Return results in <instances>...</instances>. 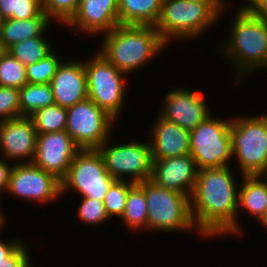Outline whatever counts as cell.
<instances>
[{"label": "cell", "instance_id": "1", "mask_svg": "<svg viewBox=\"0 0 267 267\" xmlns=\"http://www.w3.org/2000/svg\"><path fill=\"white\" fill-rule=\"evenodd\" d=\"M232 172L229 166L198 170L189 197L190 213L198 235L204 238L243 235L237 219L239 189Z\"/></svg>", "mask_w": 267, "mask_h": 267}, {"label": "cell", "instance_id": "2", "mask_svg": "<svg viewBox=\"0 0 267 267\" xmlns=\"http://www.w3.org/2000/svg\"><path fill=\"white\" fill-rule=\"evenodd\" d=\"M234 14L220 54L233 62L238 81L258 69H267V21L252 15L243 5Z\"/></svg>", "mask_w": 267, "mask_h": 267}, {"label": "cell", "instance_id": "3", "mask_svg": "<svg viewBox=\"0 0 267 267\" xmlns=\"http://www.w3.org/2000/svg\"><path fill=\"white\" fill-rule=\"evenodd\" d=\"M102 36L98 53L127 76L140 70L167 46L155 26L120 24Z\"/></svg>", "mask_w": 267, "mask_h": 267}, {"label": "cell", "instance_id": "4", "mask_svg": "<svg viewBox=\"0 0 267 267\" xmlns=\"http://www.w3.org/2000/svg\"><path fill=\"white\" fill-rule=\"evenodd\" d=\"M230 139L242 176L267 175V113L233 117Z\"/></svg>", "mask_w": 267, "mask_h": 267}, {"label": "cell", "instance_id": "5", "mask_svg": "<svg viewBox=\"0 0 267 267\" xmlns=\"http://www.w3.org/2000/svg\"><path fill=\"white\" fill-rule=\"evenodd\" d=\"M220 17L207 5L189 0H163L159 21L155 25L162 40H191L204 35Z\"/></svg>", "mask_w": 267, "mask_h": 267}, {"label": "cell", "instance_id": "6", "mask_svg": "<svg viewBox=\"0 0 267 267\" xmlns=\"http://www.w3.org/2000/svg\"><path fill=\"white\" fill-rule=\"evenodd\" d=\"M138 184L145 192L149 232L197 231L190 213L189 196L158 186L150 179Z\"/></svg>", "mask_w": 267, "mask_h": 267}, {"label": "cell", "instance_id": "7", "mask_svg": "<svg viewBox=\"0 0 267 267\" xmlns=\"http://www.w3.org/2000/svg\"><path fill=\"white\" fill-rule=\"evenodd\" d=\"M232 119L209 116L190 131V155L198 170L230 166Z\"/></svg>", "mask_w": 267, "mask_h": 267}, {"label": "cell", "instance_id": "8", "mask_svg": "<svg viewBox=\"0 0 267 267\" xmlns=\"http://www.w3.org/2000/svg\"><path fill=\"white\" fill-rule=\"evenodd\" d=\"M88 99L95 102L115 121L125 105V73L116 69L101 54L84 61Z\"/></svg>", "mask_w": 267, "mask_h": 267}, {"label": "cell", "instance_id": "9", "mask_svg": "<svg viewBox=\"0 0 267 267\" xmlns=\"http://www.w3.org/2000/svg\"><path fill=\"white\" fill-rule=\"evenodd\" d=\"M114 180L97 149H80L61 181V195L72 189L81 197L103 201Z\"/></svg>", "mask_w": 267, "mask_h": 267}, {"label": "cell", "instance_id": "10", "mask_svg": "<svg viewBox=\"0 0 267 267\" xmlns=\"http://www.w3.org/2000/svg\"><path fill=\"white\" fill-rule=\"evenodd\" d=\"M109 140L108 138L97 150L107 171L115 180H127L125 177H130V182L140 183L151 178L153 160L150 142L135 140L117 145Z\"/></svg>", "mask_w": 267, "mask_h": 267}, {"label": "cell", "instance_id": "11", "mask_svg": "<svg viewBox=\"0 0 267 267\" xmlns=\"http://www.w3.org/2000/svg\"><path fill=\"white\" fill-rule=\"evenodd\" d=\"M66 109L65 131L79 149H98L110 137L116 121L92 100L87 98Z\"/></svg>", "mask_w": 267, "mask_h": 267}, {"label": "cell", "instance_id": "12", "mask_svg": "<svg viewBox=\"0 0 267 267\" xmlns=\"http://www.w3.org/2000/svg\"><path fill=\"white\" fill-rule=\"evenodd\" d=\"M6 193L28 201L49 204L61 197V181L33 163L14 164Z\"/></svg>", "mask_w": 267, "mask_h": 267}, {"label": "cell", "instance_id": "13", "mask_svg": "<svg viewBox=\"0 0 267 267\" xmlns=\"http://www.w3.org/2000/svg\"><path fill=\"white\" fill-rule=\"evenodd\" d=\"M203 95L183 86L173 87L165 94L159 116L175 123L182 129L192 131L212 113Z\"/></svg>", "mask_w": 267, "mask_h": 267}, {"label": "cell", "instance_id": "14", "mask_svg": "<svg viewBox=\"0 0 267 267\" xmlns=\"http://www.w3.org/2000/svg\"><path fill=\"white\" fill-rule=\"evenodd\" d=\"M79 150L65 130L37 134L32 163L62 181Z\"/></svg>", "mask_w": 267, "mask_h": 267}, {"label": "cell", "instance_id": "15", "mask_svg": "<svg viewBox=\"0 0 267 267\" xmlns=\"http://www.w3.org/2000/svg\"><path fill=\"white\" fill-rule=\"evenodd\" d=\"M36 140L37 131L30 116H20L0 122V153H2L0 156L11 163H32Z\"/></svg>", "mask_w": 267, "mask_h": 267}, {"label": "cell", "instance_id": "16", "mask_svg": "<svg viewBox=\"0 0 267 267\" xmlns=\"http://www.w3.org/2000/svg\"><path fill=\"white\" fill-rule=\"evenodd\" d=\"M198 168L190 154L153 160L151 178L155 184L190 197Z\"/></svg>", "mask_w": 267, "mask_h": 267}, {"label": "cell", "instance_id": "17", "mask_svg": "<svg viewBox=\"0 0 267 267\" xmlns=\"http://www.w3.org/2000/svg\"><path fill=\"white\" fill-rule=\"evenodd\" d=\"M120 25L118 0H80L73 18L65 25L88 35H101Z\"/></svg>", "mask_w": 267, "mask_h": 267}, {"label": "cell", "instance_id": "18", "mask_svg": "<svg viewBox=\"0 0 267 267\" xmlns=\"http://www.w3.org/2000/svg\"><path fill=\"white\" fill-rule=\"evenodd\" d=\"M55 104L71 107L88 98L87 79L84 62L64 61L58 65L50 82Z\"/></svg>", "mask_w": 267, "mask_h": 267}, {"label": "cell", "instance_id": "19", "mask_svg": "<svg viewBox=\"0 0 267 267\" xmlns=\"http://www.w3.org/2000/svg\"><path fill=\"white\" fill-rule=\"evenodd\" d=\"M153 123L149 129L152 160L190 154V131L162 119L159 115Z\"/></svg>", "mask_w": 267, "mask_h": 267}, {"label": "cell", "instance_id": "20", "mask_svg": "<svg viewBox=\"0 0 267 267\" xmlns=\"http://www.w3.org/2000/svg\"><path fill=\"white\" fill-rule=\"evenodd\" d=\"M52 20L45 11H42L37 17L15 20L12 18L5 19L1 26L0 36L4 47L8 49L12 45L29 39L39 37L46 33Z\"/></svg>", "mask_w": 267, "mask_h": 267}, {"label": "cell", "instance_id": "21", "mask_svg": "<svg viewBox=\"0 0 267 267\" xmlns=\"http://www.w3.org/2000/svg\"><path fill=\"white\" fill-rule=\"evenodd\" d=\"M242 180L238 207L259 221L267 208V175H243Z\"/></svg>", "mask_w": 267, "mask_h": 267}, {"label": "cell", "instance_id": "22", "mask_svg": "<svg viewBox=\"0 0 267 267\" xmlns=\"http://www.w3.org/2000/svg\"><path fill=\"white\" fill-rule=\"evenodd\" d=\"M163 0H118L121 25L155 26L159 21Z\"/></svg>", "mask_w": 267, "mask_h": 267}, {"label": "cell", "instance_id": "23", "mask_svg": "<svg viewBox=\"0 0 267 267\" xmlns=\"http://www.w3.org/2000/svg\"><path fill=\"white\" fill-rule=\"evenodd\" d=\"M147 202L144 189L135 183L128 191L125 210L121 216V221L127 229L132 232L143 229L147 230Z\"/></svg>", "mask_w": 267, "mask_h": 267}, {"label": "cell", "instance_id": "24", "mask_svg": "<svg viewBox=\"0 0 267 267\" xmlns=\"http://www.w3.org/2000/svg\"><path fill=\"white\" fill-rule=\"evenodd\" d=\"M20 116H30L36 110L55 103L50 84L27 83L19 89Z\"/></svg>", "mask_w": 267, "mask_h": 267}, {"label": "cell", "instance_id": "25", "mask_svg": "<svg viewBox=\"0 0 267 267\" xmlns=\"http://www.w3.org/2000/svg\"><path fill=\"white\" fill-rule=\"evenodd\" d=\"M43 34L39 37H32L20 41L7 49L12 56L18 59L25 66L32 63H36L47 54H49L54 48L51 46L50 40Z\"/></svg>", "mask_w": 267, "mask_h": 267}, {"label": "cell", "instance_id": "26", "mask_svg": "<svg viewBox=\"0 0 267 267\" xmlns=\"http://www.w3.org/2000/svg\"><path fill=\"white\" fill-rule=\"evenodd\" d=\"M30 118L34 122L37 134L60 132L66 129L67 109L54 103L36 110Z\"/></svg>", "mask_w": 267, "mask_h": 267}, {"label": "cell", "instance_id": "27", "mask_svg": "<svg viewBox=\"0 0 267 267\" xmlns=\"http://www.w3.org/2000/svg\"><path fill=\"white\" fill-rule=\"evenodd\" d=\"M27 84L26 66L6 52L0 58V86L20 89Z\"/></svg>", "mask_w": 267, "mask_h": 267}, {"label": "cell", "instance_id": "28", "mask_svg": "<svg viewBox=\"0 0 267 267\" xmlns=\"http://www.w3.org/2000/svg\"><path fill=\"white\" fill-rule=\"evenodd\" d=\"M42 9V0H0L3 19L25 20L37 17Z\"/></svg>", "mask_w": 267, "mask_h": 267}, {"label": "cell", "instance_id": "29", "mask_svg": "<svg viewBox=\"0 0 267 267\" xmlns=\"http://www.w3.org/2000/svg\"><path fill=\"white\" fill-rule=\"evenodd\" d=\"M61 59L53 50L36 63L26 66L27 83L50 84Z\"/></svg>", "mask_w": 267, "mask_h": 267}, {"label": "cell", "instance_id": "30", "mask_svg": "<svg viewBox=\"0 0 267 267\" xmlns=\"http://www.w3.org/2000/svg\"><path fill=\"white\" fill-rule=\"evenodd\" d=\"M134 184L128 180H114L109 186L103 199V204L109 218L113 216L121 218L125 210L128 191Z\"/></svg>", "mask_w": 267, "mask_h": 267}, {"label": "cell", "instance_id": "31", "mask_svg": "<svg viewBox=\"0 0 267 267\" xmlns=\"http://www.w3.org/2000/svg\"><path fill=\"white\" fill-rule=\"evenodd\" d=\"M80 0H42V9L48 17L64 26L73 18Z\"/></svg>", "mask_w": 267, "mask_h": 267}, {"label": "cell", "instance_id": "32", "mask_svg": "<svg viewBox=\"0 0 267 267\" xmlns=\"http://www.w3.org/2000/svg\"><path fill=\"white\" fill-rule=\"evenodd\" d=\"M81 203L78 208L77 216L85 225H102L109 218L103 201L95 200L87 197H81ZM98 224V225H97Z\"/></svg>", "mask_w": 267, "mask_h": 267}, {"label": "cell", "instance_id": "33", "mask_svg": "<svg viewBox=\"0 0 267 267\" xmlns=\"http://www.w3.org/2000/svg\"><path fill=\"white\" fill-rule=\"evenodd\" d=\"M20 117L19 89L0 86V122Z\"/></svg>", "mask_w": 267, "mask_h": 267}, {"label": "cell", "instance_id": "34", "mask_svg": "<svg viewBox=\"0 0 267 267\" xmlns=\"http://www.w3.org/2000/svg\"><path fill=\"white\" fill-rule=\"evenodd\" d=\"M31 263L30 253L22 242L8 257L0 262V267H27Z\"/></svg>", "mask_w": 267, "mask_h": 267}, {"label": "cell", "instance_id": "35", "mask_svg": "<svg viewBox=\"0 0 267 267\" xmlns=\"http://www.w3.org/2000/svg\"><path fill=\"white\" fill-rule=\"evenodd\" d=\"M243 6L252 15L267 21V0H245Z\"/></svg>", "mask_w": 267, "mask_h": 267}, {"label": "cell", "instance_id": "36", "mask_svg": "<svg viewBox=\"0 0 267 267\" xmlns=\"http://www.w3.org/2000/svg\"><path fill=\"white\" fill-rule=\"evenodd\" d=\"M14 164L8 162L3 157H0V192H6L8 187V181L10 177V173Z\"/></svg>", "mask_w": 267, "mask_h": 267}, {"label": "cell", "instance_id": "37", "mask_svg": "<svg viewBox=\"0 0 267 267\" xmlns=\"http://www.w3.org/2000/svg\"><path fill=\"white\" fill-rule=\"evenodd\" d=\"M1 230L2 229H0V232ZM21 243L22 241L15 240L14 238L5 242L0 240V262H3V259L8 257Z\"/></svg>", "mask_w": 267, "mask_h": 267}, {"label": "cell", "instance_id": "38", "mask_svg": "<svg viewBox=\"0 0 267 267\" xmlns=\"http://www.w3.org/2000/svg\"><path fill=\"white\" fill-rule=\"evenodd\" d=\"M196 3L207 4L219 17L222 16L223 12L225 13L226 8H228L225 0H189Z\"/></svg>", "mask_w": 267, "mask_h": 267}, {"label": "cell", "instance_id": "39", "mask_svg": "<svg viewBox=\"0 0 267 267\" xmlns=\"http://www.w3.org/2000/svg\"><path fill=\"white\" fill-rule=\"evenodd\" d=\"M259 222L267 229V208L262 217L259 219Z\"/></svg>", "mask_w": 267, "mask_h": 267}, {"label": "cell", "instance_id": "40", "mask_svg": "<svg viewBox=\"0 0 267 267\" xmlns=\"http://www.w3.org/2000/svg\"><path fill=\"white\" fill-rule=\"evenodd\" d=\"M4 214V212L3 211H1L0 210V229L2 228V229H4L3 227H4V225H5V220H6V217H5V214Z\"/></svg>", "mask_w": 267, "mask_h": 267}, {"label": "cell", "instance_id": "41", "mask_svg": "<svg viewBox=\"0 0 267 267\" xmlns=\"http://www.w3.org/2000/svg\"><path fill=\"white\" fill-rule=\"evenodd\" d=\"M7 52V49L4 47V44L0 36V58Z\"/></svg>", "mask_w": 267, "mask_h": 267}, {"label": "cell", "instance_id": "42", "mask_svg": "<svg viewBox=\"0 0 267 267\" xmlns=\"http://www.w3.org/2000/svg\"><path fill=\"white\" fill-rule=\"evenodd\" d=\"M3 21H4V19H3L2 15H1V12H0V30H1V26L3 24Z\"/></svg>", "mask_w": 267, "mask_h": 267}, {"label": "cell", "instance_id": "43", "mask_svg": "<svg viewBox=\"0 0 267 267\" xmlns=\"http://www.w3.org/2000/svg\"><path fill=\"white\" fill-rule=\"evenodd\" d=\"M27 267H35V266H33V264L31 265V263H30Z\"/></svg>", "mask_w": 267, "mask_h": 267}]
</instances>
